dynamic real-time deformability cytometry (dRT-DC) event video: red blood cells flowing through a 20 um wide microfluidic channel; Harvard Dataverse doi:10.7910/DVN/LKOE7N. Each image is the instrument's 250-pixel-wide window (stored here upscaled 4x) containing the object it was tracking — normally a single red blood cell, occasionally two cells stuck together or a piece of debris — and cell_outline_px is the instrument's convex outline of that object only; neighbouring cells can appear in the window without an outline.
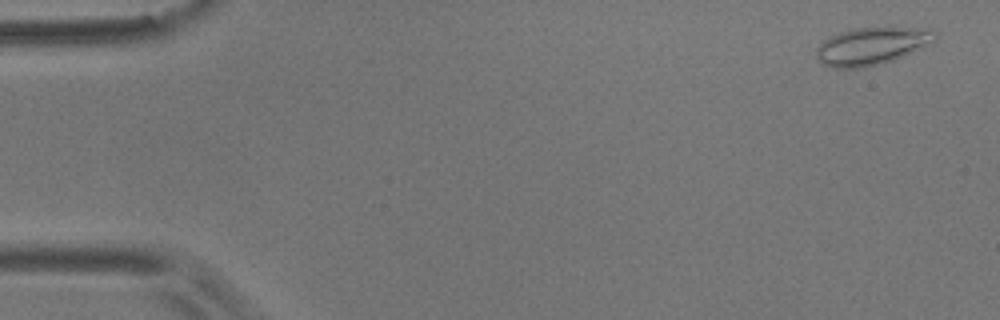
{"species": "common noctule bat (a hibernating species)", "species_latin": "Nyctalus noctula", "temperature_condition": "room temperature", "stored_images_in_passage": 57, "camera_frame_rate_fps": 3000, "um_per_image_px": 0.085, "animal": {"sex": "male", "body_mass_g": 17.9}, "frame": {"image": 1, "passage_image": 3, "time_ms": 0.667, "image_size_px": [1000, 320], "cell_outline_px": [[936, 40], [892, 60], [860, 68], [836, 68], [824, 64], [816, 56], [816, 48], [828, 36], [852, 28], [888, 24], [892, 24], [932, 28], [936, 32]], "centroid_in_image_um": [74.14, 3.82], "position_along_channel_um": 10.9, "area_um2": 26.65}}
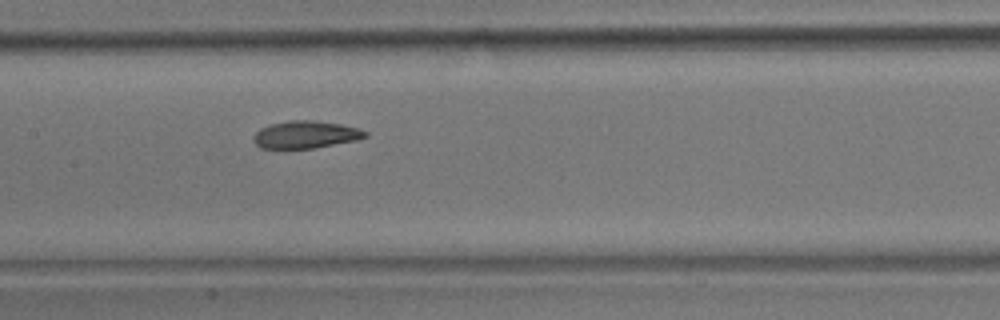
{"frame": {"image": 2, "passage_image": 28, "time_ms": 9.0, "image_size_px": [1000, 320], "cell_outline_px": [[368, 136], [356, 140], [312, 148], [260, 148], [252, 140], [252, 136], [260, 128], [268, 124], [292, 120], [312, 120], [340, 124], [356, 128], [368, 132]], "centroid_in_image_um": [25.93, 11.43], "position_along_channel_um": 181.5, "area_um2": 17.74}}
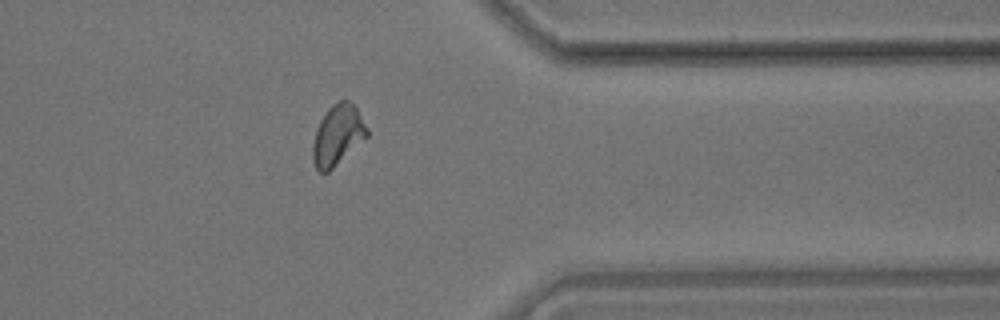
{"frame": {"image": 3, "passage_image": 46, "time_ms": 15.0, "image_size_px": [1000, 320], "cell_outline_px": [[368, 136], [328, 172], [320, 172], [316, 168], [312, 160], [312, 144], [316, 128], [320, 120], [328, 108], [332, 104], [340, 100], [348, 100], [356, 108], [368, 128]], "centroid_in_image_um": [28.68, 11.48], "position_along_channel_um": 382.7, "area_um2": 19.02}, "authors_computed_cell_mechanics": {"area_um2": 18.5538, "velocity_mm_per_s": 3.5392, "shape_relaxation_time_tau1_ms": 8.996, "shape_relaxation_time_tau2_ms": 2.5707, "deformation_change_tau1": 0.203, "deformation_change_tau2": 0.0835}}